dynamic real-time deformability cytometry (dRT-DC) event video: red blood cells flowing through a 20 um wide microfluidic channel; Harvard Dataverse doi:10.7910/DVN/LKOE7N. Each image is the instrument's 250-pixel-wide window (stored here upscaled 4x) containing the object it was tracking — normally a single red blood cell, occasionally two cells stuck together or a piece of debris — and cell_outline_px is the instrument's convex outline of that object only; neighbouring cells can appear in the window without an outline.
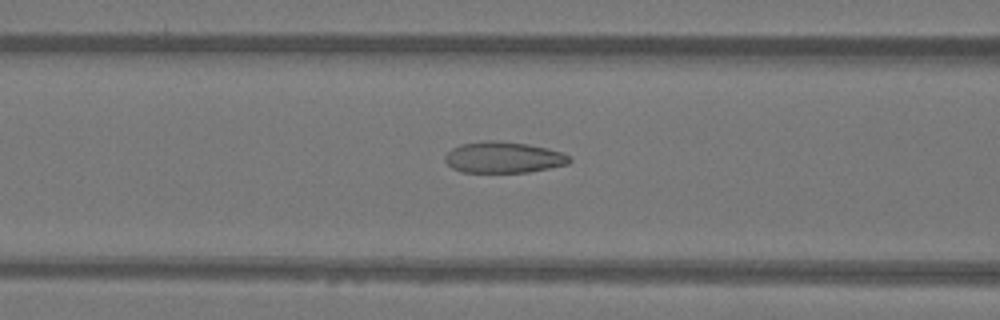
{"species": "Egyptian fruit bat (a non-hibernating species)", "species_latin": "Rousettus aegyptiacus", "temperature_condition": "warm", "stored_images_in_passage": 31, "camera_frame_rate_fps": 3000, "um_per_image_px": 0.085, "animal": {"sex": "female"}, "frame": {"image": 1, "passage_image": 10, "time_ms": 3.0, "image_size_px": [1000, 320], "cell_outline_px": [[572, 160], [568, 164], [528, 172], [460, 172], [452, 168], [444, 160], [444, 156], [452, 148], [460, 144], [488, 140], [496, 140], [528, 144], [560, 152], [568, 156]], "centroid_in_image_um": [42.74, 13.38], "position_along_channel_um": 123.9, "area_um2": 22.48}}
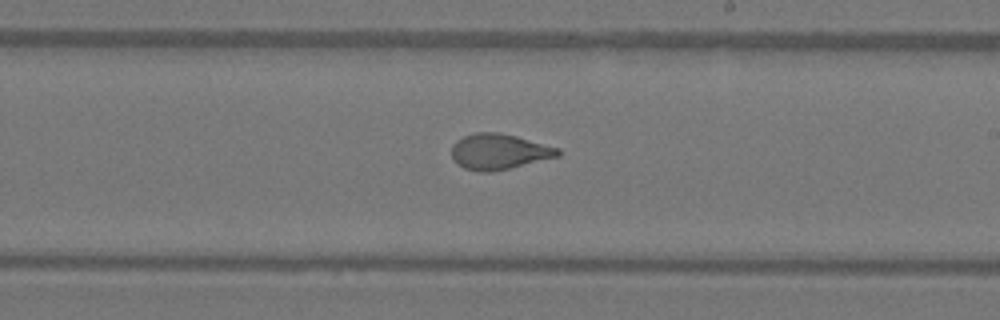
{"frame": {"image": 2, "passage_image": 19, "time_ms": 6.0, "image_size_px": [1000, 320], "cell_outline_px": [[560, 156], [492, 172], [480, 172], [464, 168], [452, 160], [452, 144], [456, 140], [464, 136], [476, 132], [496, 132], [516, 136], [560, 148]], "centroid_in_image_um": [42.4, 12.89], "position_along_channel_um": 246.6, "area_um2": 22.08}}
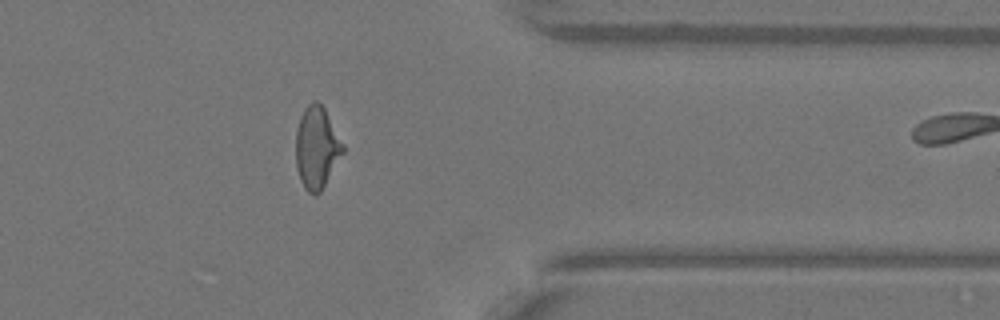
{"frame": {"image": 3, "passage_image": 30, "time_ms": 9.667, "image_size_px": [1000, 320], "cell_outline_px": [[344, 152], [320, 192], [316, 196], [312, 196], [304, 188], [300, 180], [296, 168], [296, 128], [300, 116], [304, 108], [312, 100], [316, 100], [324, 108], [344, 144]], "centroid_in_image_um": [26.91, 12.55], "position_along_channel_um": 384.5, "area_um2": 22.66}}